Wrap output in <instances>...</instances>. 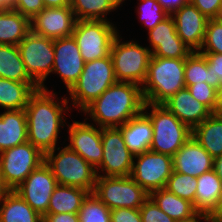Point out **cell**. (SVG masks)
Instances as JSON below:
<instances>
[{
    "instance_id": "48",
    "label": "cell",
    "mask_w": 222,
    "mask_h": 222,
    "mask_svg": "<svg viewBox=\"0 0 222 222\" xmlns=\"http://www.w3.org/2000/svg\"><path fill=\"white\" fill-rule=\"evenodd\" d=\"M211 222H222V194L217 209L211 215Z\"/></svg>"
},
{
    "instance_id": "39",
    "label": "cell",
    "mask_w": 222,
    "mask_h": 222,
    "mask_svg": "<svg viewBox=\"0 0 222 222\" xmlns=\"http://www.w3.org/2000/svg\"><path fill=\"white\" fill-rule=\"evenodd\" d=\"M142 222H176L165 214L149 196L139 208Z\"/></svg>"
},
{
    "instance_id": "1",
    "label": "cell",
    "mask_w": 222,
    "mask_h": 222,
    "mask_svg": "<svg viewBox=\"0 0 222 222\" xmlns=\"http://www.w3.org/2000/svg\"><path fill=\"white\" fill-rule=\"evenodd\" d=\"M54 91V88L49 91L41 88L36 90L29 97L24 109L27 118L28 141L43 154L62 145L60 143L62 137L59 136L61 129L65 131L68 123L66 113L70 111L72 114L73 111L68 104L67 96L58 97V92Z\"/></svg>"
},
{
    "instance_id": "35",
    "label": "cell",
    "mask_w": 222,
    "mask_h": 222,
    "mask_svg": "<svg viewBox=\"0 0 222 222\" xmlns=\"http://www.w3.org/2000/svg\"><path fill=\"white\" fill-rule=\"evenodd\" d=\"M165 189L178 197L191 202L195 208L196 177L173 171L167 180Z\"/></svg>"
},
{
    "instance_id": "53",
    "label": "cell",
    "mask_w": 222,
    "mask_h": 222,
    "mask_svg": "<svg viewBox=\"0 0 222 222\" xmlns=\"http://www.w3.org/2000/svg\"><path fill=\"white\" fill-rule=\"evenodd\" d=\"M217 19L222 21V7H221V10H220V13H219Z\"/></svg>"
},
{
    "instance_id": "20",
    "label": "cell",
    "mask_w": 222,
    "mask_h": 222,
    "mask_svg": "<svg viewBox=\"0 0 222 222\" xmlns=\"http://www.w3.org/2000/svg\"><path fill=\"white\" fill-rule=\"evenodd\" d=\"M214 158L191 137L173 156V171L199 177L213 169Z\"/></svg>"
},
{
    "instance_id": "18",
    "label": "cell",
    "mask_w": 222,
    "mask_h": 222,
    "mask_svg": "<svg viewBox=\"0 0 222 222\" xmlns=\"http://www.w3.org/2000/svg\"><path fill=\"white\" fill-rule=\"evenodd\" d=\"M147 46L153 56L164 58H186L192 51L177 35L171 15L147 32Z\"/></svg>"
},
{
    "instance_id": "11",
    "label": "cell",
    "mask_w": 222,
    "mask_h": 222,
    "mask_svg": "<svg viewBox=\"0 0 222 222\" xmlns=\"http://www.w3.org/2000/svg\"><path fill=\"white\" fill-rule=\"evenodd\" d=\"M44 163V154L29 141L0 153V173L9 190H15Z\"/></svg>"
},
{
    "instance_id": "42",
    "label": "cell",
    "mask_w": 222,
    "mask_h": 222,
    "mask_svg": "<svg viewBox=\"0 0 222 222\" xmlns=\"http://www.w3.org/2000/svg\"><path fill=\"white\" fill-rule=\"evenodd\" d=\"M207 19H217L222 0H189Z\"/></svg>"
},
{
    "instance_id": "17",
    "label": "cell",
    "mask_w": 222,
    "mask_h": 222,
    "mask_svg": "<svg viewBox=\"0 0 222 222\" xmlns=\"http://www.w3.org/2000/svg\"><path fill=\"white\" fill-rule=\"evenodd\" d=\"M76 18L70 6L44 8L31 20V31L50 39L72 36Z\"/></svg>"
},
{
    "instance_id": "7",
    "label": "cell",
    "mask_w": 222,
    "mask_h": 222,
    "mask_svg": "<svg viewBox=\"0 0 222 222\" xmlns=\"http://www.w3.org/2000/svg\"><path fill=\"white\" fill-rule=\"evenodd\" d=\"M120 33L114 38L110 49L116 79L118 82H131L142 87L152 52L146 44L143 46L136 39L124 40Z\"/></svg>"
},
{
    "instance_id": "33",
    "label": "cell",
    "mask_w": 222,
    "mask_h": 222,
    "mask_svg": "<svg viewBox=\"0 0 222 222\" xmlns=\"http://www.w3.org/2000/svg\"><path fill=\"white\" fill-rule=\"evenodd\" d=\"M138 5L134 10L137 14L138 22L148 31L166 19L169 14L162 8L157 0H137Z\"/></svg>"
},
{
    "instance_id": "43",
    "label": "cell",
    "mask_w": 222,
    "mask_h": 222,
    "mask_svg": "<svg viewBox=\"0 0 222 222\" xmlns=\"http://www.w3.org/2000/svg\"><path fill=\"white\" fill-rule=\"evenodd\" d=\"M111 222H142L140 210L125 207L113 209Z\"/></svg>"
},
{
    "instance_id": "6",
    "label": "cell",
    "mask_w": 222,
    "mask_h": 222,
    "mask_svg": "<svg viewBox=\"0 0 222 222\" xmlns=\"http://www.w3.org/2000/svg\"><path fill=\"white\" fill-rule=\"evenodd\" d=\"M143 112L150 118L153 127L150 151L173 157L192 137V129L162 104L145 102Z\"/></svg>"
},
{
    "instance_id": "34",
    "label": "cell",
    "mask_w": 222,
    "mask_h": 222,
    "mask_svg": "<svg viewBox=\"0 0 222 222\" xmlns=\"http://www.w3.org/2000/svg\"><path fill=\"white\" fill-rule=\"evenodd\" d=\"M79 222H111V210L94 194L90 193L78 213Z\"/></svg>"
},
{
    "instance_id": "47",
    "label": "cell",
    "mask_w": 222,
    "mask_h": 222,
    "mask_svg": "<svg viewBox=\"0 0 222 222\" xmlns=\"http://www.w3.org/2000/svg\"><path fill=\"white\" fill-rule=\"evenodd\" d=\"M45 8H61L70 6V0H42Z\"/></svg>"
},
{
    "instance_id": "4",
    "label": "cell",
    "mask_w": 222,
    "mask_h": 222,
    "mask_svg": "<svg viewBox=\"0 0 222 222\" xmlns=\"http://www.w3.org/2000/svg\"><path fill=\"white\" fill-rule=\"evenodd\" d=\"M44 154V162L56 178L57 185L73 186L94 192L97 172L81 155L67 145Z\"/></svg>"
},
{
    "instance_id": "2",
    "label": "cell",
    "mask_w": 222,
    "mask_h": 222,
    "mask_svg": "<svg viewBox=\"0 0 222 222\" xmlns=\"http://www.w3.org/2000/svg\"><path fill=\"white\" fill-rule=\"evenodd\" d=\"M144 104L140 85L117 82L106 89L81 113L85 115L83 119L89 120L91 124L100 128H112L119 127L139 115L143 111Z\"/></svg>"
},
{
    "instance_id": "3",
    "label": "cell",
    "mask_w": 222,
    "mask_h": 222,
    "mask_svg": "<svg viewBox=\"0 0 222 222\" xmlns=\"http://www.w3.org/2000/svg\"><path fill=\"white\" fill-rule=\"evenodd\" d=\"M185 58L151 56L147 75L142 85L144 101L163 104L173 94L186 87Z\"/></svg>"
},
{
    "instance_id": "46",
    "label": "cell",
    "mask_w": 222,
    "mask_h": 222,
    "mask_svg": "<svg viewBox=\"0 0 222 222\" xmlns=\"http://www.w3.org/2000/svg\"><path fill=\"white\" fill-rule=\"evenodd\" d=\"M176 222H211V215L204 212H195L188 218Z\"/></svg>"
},
{
    "instance_id": "27",
    "label": "cell",
    "mask_w": 222,
    "mask_h": 222,
    "mask_svg": "<svg viewBox=\"0 0 222 222\" xmlns=\"http://www.w3.org/2000/svg\"><path fill=\"white\" fill-rule=\"evenodd\" d=\"M40 89L37 83L16 82L0 77L1 110L25 109L29 97Z\"/></svg>"
},
{
    "instance_id": "10",
    "label": "cell",
    "mask_w": 222,
    "mask_h": 222,
    "mask_svg": "<svg viewBox=\"0 0 222 222\" xmlns=\"http://www.w3.org/2000/svg\"><path fill=\"white\" fill-rule=\"evenodd\" d=\"M110 210L116 208L139 209L149 197L130 176H97L93 192Z\"/></svg>"
},
{
    "instance_id": "5",
    "label": "cell",
    "mask_w": 222,
    "mask_h": 222,
    "mask_svg": "<svg viewBox=\"0 0 222 222\" xmlns=\"http://www.w3.org/2000/svg\"><path fill=\"white\" fill-rule=\"evenodd\" d=\"M117 82L110 55L86 62L78 81L66 93L71 109L82 112Z\"/></svg>"
},
{
    "instance_id": "30",
    "label": "cell",
    "mask_w": 222,
    "mask_h": 222,
    "mask_svg": "<svg viewBox=\"0 0 222 222\" xmlns=\"http://www.w3.org/2000/svg\"><path fill=\"white\" fill-rule=\"evenodd\" d=\"M76 20L111 21L109 14L122 7L120 0H70ZM109 18H108V16Z\"/></svg>"
},
{
    "instance_id": "38",
    "label": "cell",
    "mask_w": 222,
    "mask_h": 222,
    "mask_svg": "<svg viewBox=\"0 0 222 222\" xmlns=\"http://www.w3.org/2000/svg\"><path fill=\"white\" fill-rule=\"evenodd\" d=\"M186 88L195 99L204 104L212 113H215L217 89L206 82L186 86Z\"/></svg>"
},
{
    "instance_id": "16",
    "label": "cell",
    "mask_w": 222,
    "mask_h": 222,
    "mask_svg": "<svg viewBox=\"0 0 222 222\" xmlns=\"http://www.w3.org/2000/svg\"><path fill=\"white\" fill-rule=\"evenodd\" d=\"M84 60L73 36L54 40V64L51 72L60 77L66 92L78 81L84 68Z\"/></svg>"
},
{
    "instance_id": "31",
    "label": "cell",
    "mask_w": 222,
    "mask_h": 222,
    "mask_svg": "<svg viewBox=\"0 0 222 222\" xmlns=\"http://www.w3.org/2000/svg\"><path fill=\"white\" fill-rule=\"evenodd\" d=\"M0 77L16 82L36 83L28 75L16 45H0Z\"/></svg>"
},
{
    "instance_id": "49",
    "label": "cell",
    "mask_w": 222,
    "mask_h": 222,
    "mask_svg": "<svg viewBox=\"0 0 222 222\" xmlns=\"http://www.w3.org/2000/svg\"><path fill=\"white\" fill-rule=\"evenodd\" d=\"M215 113L222 114V84L217 89Z\"/></svg>"
},
{
    "instance_id": "54",
    "label": "cell",
    "mask_w": 222,
    "mask_h": 222,
    "mask_svg": "<svg viewBox=\"0 0 222 222\" xmlns=\"http://www.w3.org/2000/svg\"><path fill=\"white\" fill-rule=\"evenodd\" d=\"M126 0H120L121 5L123 6V4L125 3Z\"/></svg>"
},
{
    "instance_id": "45",
    "label": "cell",
    "mask_w": 222,
    "mask_h": 222,
    "mask_svg": "<svg viewBox=\"0 0 222 222\" xmlns=\"http://www.w3.org/2000/svg\"><path fill=\"white\" fill-rule=\"evenodd\" d=\"M157 2L169 15H171L174 11L188 3L189 0H157Z\"/></svg>"
},
{
    "instance_id": "51",
    "label": "cell",
    "mask_w": 222,
    "mask_h": 222,
    "mask_svg": "<svg viewBox=\"0 0 222 222\" xmlns=\"http://www.w3.org/2000/svg\"><path fill=\"white\" fill-rule=\"evenodd\" d=\"M9 191H10L9 188L5 185L3 178L1 176V173H0V202Z\"/></svg>"
},
{
    "instance_id": "44",
    "label": "cell",
    "mask_w": 222,
    "mask_h": 222,
    "mask_svg": "<svg viewBox=\"0 0 222 222\" xmlns=\"http://www.w3.org/2000/svg\"><path fill=\"white\" fill-rule=\"evenodd\" d=\"M43 222H79L78 213H48L43 216Z\"/></svg>"
},
{
    "instance_id": "28",
    "label": "cell",
    "mask_w": 222,
    "mask_h": 222,
    "mask_svg": "<svg viewBox=\"0 0 222 222\" xmlns=\"http://www.w3.org/2000/svg\"><path fill=\"white\" fill-rule=\"evenodd\" d=\"M0 222H43V217L11 190L0 202Z\"/></svg>"
},
{
    "instance_id": "25",
    "label": "cell",
    "mask_w": 222,
    "mask_h": 222,
    "mask_svg": "<svg viewBox=\"0 0 222 222\" xmlns=\"http://www.w3.org/2000/svg\"><path fill=\"white\" fill-rule=\"evenodd\" d=\"M31 31L30 19L8 7L0 8V45H18Z\"/></svg>"
},
{
    "instance_id": "40",
    "label": "cell",
    "mask_w": 222,
    "mask_h": 222,
    "mask_svg": "<svg viewBox=\"0 0 222 222\" xmlns=\"http://www.w3.org/2000/svg\"><path fill=\"white\" fill-rule=\"evenodd\" d=\"M207 60L209 81L207 83L218 89L222 84V53H201Z\"/></svg>"
},
{
    "instance_id": "26",
    "label": "cell",
    "mask_w": 222,
    "mask_h": 222,
    "mask_svg": "<svg viewBox=\"0 0 222 222\" xmlns=\"http://www.w3.org/2000/svg\"><path fill=\"white\" fill-rule=\"evenodd\" d=\"M192 137L215 159L222 156V114L212 113L192 129Z\"/></svg>"
},
{
    "instance_id": "9",
    "label": "cell",
    "mask_w": 222,
    "mask_h": 222,
    "mask_svg": "<svg viewBox=\"0 0 222 222\" xmlns=\"http://www.w3.org/2000/svg\"><path fill=\"white\" fill-rule=\"evenodd\" d=\"M17 46L28 75L49 91L46 81L54 64V40L30 31Z\"/></svg>"
},
{
    "instance_id": "36",
    "label": "cell",
    "mask_w": 222,
    "mask_h": 222,
    "mask_svg": "<svg viewBox=\"0 0 222 222\" xmlns=\"http://www.w3.org/2000/svg\"><path fill=\"white\" fill-rule=\"evenodd\" d=\"M184 80L186 86L209 81L207 60L199 52H191L185 58Z\"/></svg>"
},
{
    "instance_id": "21",
    "label": "cell",
    "mask_w": 222,
    "mask_h": 222,
    "mask_svg": "<svg viewBox=\"0 0 222 222\" xmlns=\"http://www.w3.org/2000/svg\"><path fill=\"white\" fill-rule=\"evenodd\" d=\"M162 105L191 129L212 114L204 104L191 95L186 87L173 94Z\"/></svg>"
},
{
    "instance_id": "50",
    "label": "cell",
    "mask_w": 222,
    "mask_h": 222,
    "mask_svg": "<svg viewBox=\"0 0 222 222\" xmlns=\"http://www.w3.org/2000/svg\"><path fill=\"white\" fill-rule=\"evenodd\" d=\"M213 169L216 171L218 177L222 180V156L214 159Z\"/></svg>"
},
{
    "instance_id": "15",
    "label": "cell",
    "mask_w": 222,
    "mask_h": 222,
    "mask_svg": "<svg viewBox=\"0 0 222 222\" xmlns=\"http://www.w3.org/2000/svg\"><path fill=\"white\" fill-rule=\"evenodd\" d=\"M56 186V178L44 162L15 191L43 217L48 214L49 201Z\"/></svg>"
},
{
    "instance_id": "29",
    "label": "cell",
    "mask_w": 222,
    "mask_h": 222,
    "mask_svg": "<svg viewBox=\"0 0 222 222\" xmlns=\"http://www.w3.org/2000/svg\"><path fill=\"white\" fill-rule=\"evenodd\" d=\"M89 194V191L79 187L57 185L49 201L48 213H79Z\"/></svg>"
},
{
    "instance_id": "19",
    "label": "cell",
    "mask_w": 222,
    "mask_h": 222,
    "mask_svg": "<svg viewBox=\"0 0 222 222\" xmlns=\"http://www.w3.org/2000/svg\"><path fill=\"white\" fill-rule=\"evenodd\" d=\"M177 35L192 51L202 47L208 19L190 2L171 14Z\"/></svg>"
},
{
    "instance_id": "52",
    "label": "cell",
    "mask_w": 222,
    "mask_h": 222,
    "mask_svg": "<svg viewBox=\"0 0 222 222\" xmlns=\"http://www.w3.org/2000/svg\"><path fill=\"white\" fill-rule=\"evenodd\" d=\"M14 0H0V8H8Z\"/></svg>"
},
{
    "instance_id": "12",
    "label": "cell",
    "mask_w": 222,
    "mask_h": 222,
    "mask_svg": "<svg viewBox=\"0 0 222 222\" xmlns=\"http://www.w3.org/2000/svg\"><path fill=\"white\" fill-rule=\"evenodd\" d=\"M103 157L96 168L97 176H130L134 161L118 127L101 128Z\"/></svg>"
},
{
    "instance_id": "24",
    "label": "cell",
    "mask_w": 222,
    "mask_h": 222,
    "mask_svg": "<svg viewBox=\"0 0 222 222\" xmlns=\"http://www.w3.org/2000/svg\"><path fill=\"white\" fill-rule=\"evenodd\" d=\"M196 180L195 211L212 215L221 198L222 180L214 169L196 177Z\"/></svg>"
},
{
    "instance_id": "37",
    "label": "cell",
    "mask_w": 222,
    "mask_h": 222,
    "mask_svg": "<svg viewBox=\"0 0 222 222\" xmlns=\"http://www.w3.org/2000/svg\"><path fill=\"white\" fill-rule=\"evenodd\" d=\"M199 53H222V21L208 19L204 41Z\"/></svg>"
},
{
    "instance_id": "14",
    "label": "cell",
    "mask_w": 222,
    "mask_h": 222,
    "mask_svg": "<svg viewBox=\"0 0 222 222\" xmlns=\"http://www.w3.org/2000/svg\"><path fill=\"white\" fill-rule=\"evenodd\" d=\"M68 138L65 142L71 150L81 155L95 169L101 164L103 157V146L101 139V128L91 124L85 119L67 123ZM68 139V140H67Z\"/></svg>"
},
{
    "instance_id": "32",
    "label": "cell",
    "mask_w": 222,
    "mask_h": 222,
    "mask_svg": "<svg viewBox=\"0 0 222 222\" xmlns=\"http://www.w3.org/2000/svg\"><path fill=\"white\" fill-rule=\"evenodd\" d=\"M149 196L165 214L175 221L188 218L196 212L191 202L178 197L165 188L154 190Z\"/></svg>"
},
{
    "instance_id": "23",
    "label": "cell",
    "mask_w": 222,
    "mask_h": 222,
    "mask_svg": "<svg viewBox=\"0 0 222 222\" xmlns=\"http://www.w3.org/2000/svg\"><path fill=\"white\" fill-rule=\"evenodd\" d=\"M0 112V153L28 141L24 109Z\"/></svg>"
},
{
    "instance_id": "13",
    "label": "cell",
    "mask_w": 222,
    "mask_h": 222,
    "mask_svg": "<svg viewBox=\"0 0 222 222\" xmlns=\"http://www.w3.org/2000/svg\"><path fill=\"white\" fill-rule=\"evenodd\" d=\"M173 172V157L152 151L134 155L130 177L147 193L165 188Z\"/></svg>"
},
{
    "instance_id": "41",
    "label": "cell",
    "mask_w": 222,
    "mask_h": 222,
    "mask_svg": "<svg viewBox=\"0 0 222 222\" xmlns=\"http://www.w3.org/2000/svg\"><path fill=\"white\" fill-rule=\"evenodd\" d=\"M10 8L20 12L30 20L44 9L42 0H14Z\"/></svg>"
},
{
    "instance_id": "22",
    "label": "cell",
    "mask_w": 222,
    "mask_h": 222,
    "mask_svg": "<svg viewBox=\"0 0 222 222\" xmlns=\"http://www.w3.org/2000/svg\"><path fill=\"white\" fill-rule=\"evenodd\" d=\"M118 128L132 154L137 155L150 150L153 127L150 118L143 111Z\"/></svg>"
},
{
    "instance_id": "8",
    "label": "cell",
    "mask_w": 222,
    "mask_h": 222,
    "mask_svg": "<svg viewBox=\"0 0 222 222\" xmlns=\"http://www.w3.org/2000/svg\"><path fill=\"white\" fill-rule=\"evenodd\" d=\"M104 20H77L74 37L84 62L110 55L112 42L120 32L117 23Z\"/></svg>"
}]
</instances>
